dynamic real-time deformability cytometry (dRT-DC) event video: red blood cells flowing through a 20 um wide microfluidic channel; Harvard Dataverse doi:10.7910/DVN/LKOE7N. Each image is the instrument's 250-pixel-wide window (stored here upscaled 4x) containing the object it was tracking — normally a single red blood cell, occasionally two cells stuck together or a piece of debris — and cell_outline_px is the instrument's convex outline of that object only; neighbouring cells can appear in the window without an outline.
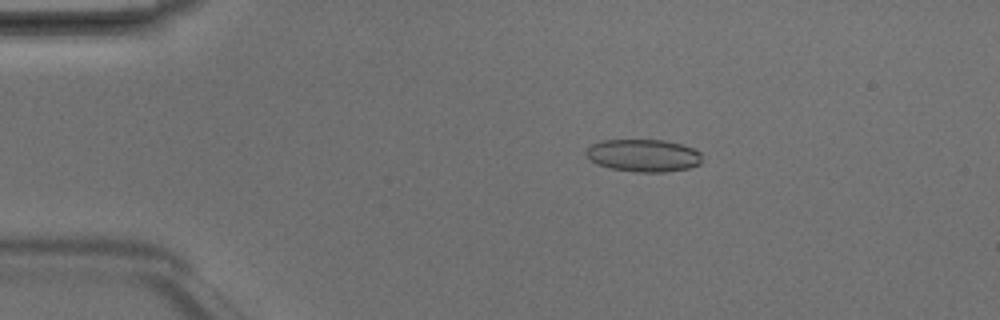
{"species": "Egyptian fruit bat (a non-hibernating species)", "species_latin": "Rousettus aegyptiacus", "temperature_condition": "room temperature", "stored_images_in_passage": 3, "camera_frame_rate_fps": 3000, "um_per_image_px": 0.085, "animal": {"sex": "male"}, "frame": {"image": 1, "passage_image": 2, "time_ms": 0.333, "image_size_px": [1000, 320], "cell_outline_px": [[700, 164], [688, 168], [664, 172], [636, 172], [612, 168], [596, 164], [584, 152], [592, 144], [604, 140], [664, 140], [680, 144], [692, 148], [700, 152]], "centroid_in_image_um": [54.68, 13.21], "position_along_channel_um": 30.3, "area_um2": 21.73}}